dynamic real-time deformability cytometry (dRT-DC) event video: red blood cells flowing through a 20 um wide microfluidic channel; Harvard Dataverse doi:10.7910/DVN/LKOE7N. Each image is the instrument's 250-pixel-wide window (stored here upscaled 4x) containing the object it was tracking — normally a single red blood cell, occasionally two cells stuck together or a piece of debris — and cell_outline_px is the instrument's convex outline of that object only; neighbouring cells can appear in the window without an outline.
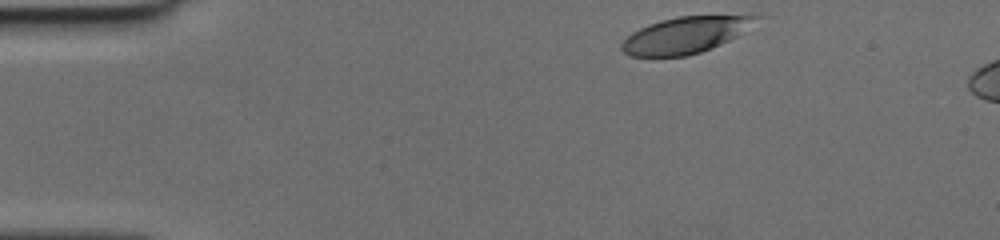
{"species": "human", "species_latin": "Homo sapiens", "temperature_condition": "cold", "stored_images_in_passage": 6, "camera_frame_rate_fps": 3000, "um_per_image_px": 0.085, "donor": {"sex": "female"}, "frame": {"image": 1, "passage_image": 1, "time_ms": 0.0, "image_size_px": [1000, 240], "cell_outline_px": [[764, 16], [736, 36], [712, 48], [688, 56], [628, 56], [620, 48], [620, 44], [632, 32], [648, 24], [660, 20], [676, 16], [748, 12], [760, 12]], "centroid_in_image_um": [58.39, 2.9], "position_along_channel_um": 26.6, "area_um2": 29.59}}